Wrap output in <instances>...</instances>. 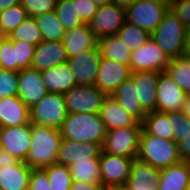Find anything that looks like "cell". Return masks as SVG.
I'll return each instance as SVG.
<instances>
[{
  "label": "cell",
  "mask_w": 190,
  "mask_h": 190,
  "mask_svg": "<svg viewBox=\"0 0 190 190\" xmlns=\"http://www.w3.org/2000/svg\"><path fill=\"white\" fill-rule=\"evenodd\" d=\"M17 161L18 159L11 155L9 152L0 149V168L11 166L15 164Z\"/></svg>",
  "instance_id": "48"
},
{
  "label": "cell",
  "mask_w": 190,
  "mask_h": 190,
  "mask_svg": "<svg viewBox=\"0 0 190 190\" xmlns=\"http://www.w3.org/2000/svg\"><path fill=\"white\" fill-rule=\"evenodd\" d=\"M8 37L11 40H23L37 46L43 41L37 22L34 17L25 19Z\"/></svg>",
  "instance_id": "35"
},
{
  "label": "cell",
  "mask_w": 190,
  "mask_h": 190,
  "mask_svg": "<svg viewBox=\"0 0 190 190\" xmlns=\"http://www.w3.org/2000/svg\"><path fill=\"white\" fill-rule=\"evenodd\" d=\"M21 3V0H0V11L6 10L9 7L16 6Z\"/></svg>",
  "instance_id": "49"
},
{
  "label": "cell",
  "mask_w": 190,
  "mask_h": 190,
  "mask_svg": "<svg viewBox=\"0 0 190 190\" xmlns=\"http://www.w3.org/2000/svg\"><path fill=\"white\" fill-rule=\"evenodd\" d=\"M42 80L51 93H66L76 86L73 72L67 63L41 71Z\"/></svg>",
  "instance_id": "24"
},
{
  "label": "cell",
  "mask_w": 190,
  "mask_h": 190,
  "mask_svg": "<svg viewBox=\"0 0 190 190\" xmlns=\"http://www.w3.org/2000/svg\"><path fill=\"white\" fill-rule=\"evenodd\" d=\"M101 58L112 59L129 66L130 49L118 35L98 39Z\"/></svg>",
  "instance_id": "28"
},
{
  "label": "cell",
  "mask_w": 190,
  "mask_h": 190,
  "mask_svg": "<svg viewBox=\"0 0 190 190\" xmlns=\"http://www.w3.org/2000/svg\"><path fill=\"white\" fill-rule=\"evenodd\" d=\"M28 17L21 4L0 11V25L4 36H8Z\"/></svg>",
  "instance_id": "37"
},
{
  "label": "cell",
  "mask_w": 190,
  "mask_h": 190,
  "mask_svg": "<svg viewBox=\"0 0 190 190\" xmlns=\"http://www.w3.org/2000/svg\"><path fill=\"white\" fill-rule=\"evenodd\" d=\"M68 112L62 93L48 92L39 102L30 108L31 123L60 130Z\"/></svg>",
  "instance_id": "6"
},
{
  "label": "cell",
  "mask_w": 190,
  "mask_h": 190,
  "mask_svg": "<svg viewBox=\"0 0 190 190\" xmlns=\"http://www.w3.org/2000/svg\"><path fill=\"white\" fill-rule=\"evenodd\" d=\"M55 12L65 30H71L85 24L77 14L76 2H72V0H57Z\"/></svg>",
  "instance_id": "33"
},
{
  "label": "cell",
  "mask_w": 190,
  "mask_h": 190,
  "mask_svg": "<svg viewBox=\"0 0 190 190\" xmlns=\"http://www.w3.org/2000/svg\"><path fill=\"white\" fill-rule=\"evenodd\" d=\"M2 149L20 161H26L31 145V123L16 127H0Z\"/></svg>",
  "instance_id": "15"
},
{
  "label": "cell",
  "mask_w": 190,
  "mask_h": 190,
  "mask_svg": "<svg viewBox=\"0 0 190 190\" xmlns=\"http://www.w3.org/2000/svg\"><path fill=\"white\" fill-rule=\"evenodd\" d=\"M102 146L95 143H81L63 138L56 161L58 164L69 166L82 160L99 159Z\"/></svg>",
  "instance_id": "17"
},
{
  "label": "cell",
  "mask_w": 190,
  "mask_h": 190,
  "mask_svg": "<svg viewBox=\"0 0 190 190\" xmlns=\"http://www.w3.org/2000/svg\"><path fill=\"white\" fill-rule=\"evenodd\" d=\"M18 97L30 109L39 102L48 90L42 80L41 71L34 68L18 72Z\"/></svg>",
  "instance_id": "16"
},
{
  "label": "cell",
  "mask_w": 190,
  "mask_h": 190,
  "mask_svg": "<svg viewBox=\"0 0 190 190\" xmlns=\"http://www.w3.org/2000/svg\"><path fill=\"white\" fill-rule=\"evenodd\" d=\"M98 114L104 122L106 130L134 127L139 122L127 113L112 95L105 97Z\"/></svg>",
  "instance_id": "21"
},
{
  "label": "cell",
  "mask_w": 190,
  "mask_h": 190,
  "mask_svg": "<svg viewBox=\"0 0 190 190\" xmlns=\"http://www.w3.org/2000/svg\"><path fill=\"white\" fill-rule=\"evenodd\" d=\"M141 123L142 129L147 134H152L162 139L174 141V132L171 126V120H168L165 112L155 110L147 113Z\"/></svg>",
  "instance_id": "29"
},
{
  "label": "cell",
  "mask_w": 190,
  "mask_h": 190,
  "mask_svg": "<svg viewBox=\"0 0 190 190\" xmlns=\"http://www.w3.org/2000/svg\"><path fill=\"white\" fill-rule=\"evenodd\" d=\"M186 30L185 25L169 9L151 37L171 60L183 56Z\"/></svg>",
  "instance_id": "4"
},
{
  "label": "cell",
  "mask_w": 190,
  "mask_h": 190,
  "mask_svg": "<svg viewBox=\"0 0 190 190\" xmlns=\"http://www.w3.org/2000/svg\"><path fill=\"white\" fill-rule=\"evenodd\" d=\"M76 2L77 14L85 24H89L97 12L98 6L91 0H72Z\"/></svg>",
  "instance_id": "45"
},
{
  "label": "cell",
  "mask_w": 190,
  "mask_h": 190,
  "mask_svg": "<svg viewBox=\"0 0 190 190\" xmlns=\"http://www.w3.org/2000/svg\"><path fill=\"white\" fill-rule=\"evenodd\" d=\"M170 59L151 37L137 50L131 51L129 66L132 72H164Z\"/></svg>",
  "instance_id": "9"
},
{
  "label": "cell",
  "mask_w": 190,
  "mask_h": 190,
  "mask_svg": "<svg viewBox=\"0 0 190 190\" xmlns=\"http://www.w3.org/2000/svg\"><path fill=\"white\" fill-rule=\"evenodd\" d=\"M120 106L139 122H142L147 113L142 109L139 101L137 87L133 78H127L112 94Z\"/></svg>",
  "instance_id": "25"
},
{
  "label": "cell",
  "mask_w": 190,
  "mask_h": 190,
  "mask_svg": "<svg viewBox=\"0 0 190 190\" xmlns=\"http://www.w3.org/2000/svg\"><path fill=\"white\" fill-rule=\"evenodd\" d=\"M0 68L18 72L13 40L8 36L0 38Z\"/></svg>",
  "instance_id": "38"
},
{
  "label": "cell",
  "mask_w": 190,
  "mask_h": 190,
  "mask_svg": "<svg viewBox=\"0 0 190 190\" xmlns=\"http://www.w3.org/2000/svg\"><path fill=\"white\" fill-rule=\"evenodd\" d=\"M43 169L48 175L51 190L71 189L73 180L69 166L55 163Z\"/></svg>",
  "instance_id": "34"
},
{
  "label": "cell",
  "mask_w": 190,
  "mask_h": 190,
  "mask_svg": "<svg viewBox=\"0 0 190 190\" xmlns=\"http://www.w3.org/2000/svg\"><path fill=\"white\" fill-rule=\"evenodd\" d=\"M137 158L159 170L182 161L179 155L178 144L175 141L147 134L143 129L140 135Z\"/></svg>",
  "instance_id": "3"
},
{
  "label": "cell",
  "mask_w": 190,
  "mask_h": 190,
  "mask_svg": "<svg viewBox=\"0 0 190 190\" xmlns=\"http://www.w3.org/2000/svg\"><path fill=\"white\" fill-rule=\"evenodd\" d=\"M62 42L68 58L98 47V38L91 31L89 24L66 30Z\"/></svg>",
  "instance_id": "22"
},
{
  "label": "cell",
  "mask_w": 190,
  "mask_h": 190,
  "mask_svg": "<svg viewBox=\"0 0 190 190\" xmlns=\"http://www.w3.org/2000/svg\"><path fill=\"white\" fill-rule=\"evenodd\" d=\"M4 37V34L2 32V29H1V25H0V38Z\"/></svg>",
  "instance_id": "56"
},
{
  "label": "cell",
  "mask_w": 190,
  "mask_h": 190,
  "mask_svg": "<svg viewBox=\"0 0 190 190\" xmlns=\"http://www.w3.org/2000/svg\"><path fill=\"white\" fill-rule=\"evenodd\" d=\"M141 132V122H138L134 127L107 130L102 151L112 155L136 159Z\"/></svg>",
  "instance_id": "5"
},
{
  "label": "cell",
  "mask_w": 190,
  "mask_h": 190,
  "mask_svg": "<svg viewBox=\"0 0 190 190\" xmlns=\"http://www.w3.org/2000/svg\"><path fill=\"white\" fill-rule=\"evenodd\" d=\"M168 120H171V126L174 132V141L178 143L180 140L190 133V119H188L183 111L166 112Z\"/></svg>",
  "instance_id": "40"
},
{
  "label": "cell",
  "mask_w": 190,
  "mask_h": 190,
  "mask_svg": "<svg viewBox=\"0 0 190 190\" xmlns=\"http://www.w3.org/2000/svg\"><path fill=\"white\" fill-rule=\"evenodd\" d=\"M170 9L187 29L190 28V0H173Z\"/></svg>",
  "instance_id": "44"
},
{
  "label": "cell",
  "mask_w": 190,
  "mask_h": 190,
  "mask_svg": "<svg viewBox=\"0 0 190 190\" xmlns=\"http://www.w3.org/2000/svg\"><path fill=\"white\" fill-rule=\"evenodd\" d=\"M187 94L165 72H160L156 90V110L160 112L182 111Z\"/></svg>",
  "instance_id": "12"
},
{
  "label": "cell",
  "mask_w": 190,
  "mask_h": 190,
  "mask_svg": "<svg viewBox=\"0 0 190 190\" xmlns=\"http://www.w3.org/2000/svg\"><path fill=\"white\" fill-rule=\"evenodd\" d=\"M31 145L25 163L32 169H43L57 163L63 139L60 130L31 123Z\"/></svg>",
  "instance_id": "1"
},
{
  "label": "cell",
  "mask_w": 190,
  "mask_h": 190,
  "mask_svg": "<svg viewBox=\"0 0 190 190\" xmlns=\"http://www.w3.org/2000/svg\"><path fill=\"white\" fill-rule=\"evenodd\" d=\"M160 174L161 170L136 158L128 182L125 184V190H158Z\"/></svg>",
  "instance_id": "19"
},
{
  "label": "cell",
  "mask_w": 190,
  "mask_h": 190,
  "mask_svg": "<svg viewBox=\"0 0 190 190\" xmlns=\"http://www.w3.org/2000/svg\"><path fill=\"white\" fill-rule=\"evenodd\" d=\"M32 168L18 160L11 166L0 168L1 190H28Z\"/></svg>",
  "instance_id": "27"
},
{
  "label": "cell",
  "mask_w": 190,
  "mask_h": 190,
  "mask_svg": "<svg viewBox=\"0 0 190 190\" xmlns=\"http://www.w3.org/2000/svg\"><path fill=\"white\" fill-rule=\"evenodd\" d=\"M0 149H2L1 136H0Z\"/></svg>",
  "instance_id": "57"
},
{
  "label": "cell",
  "mask_w": 190,
  "mask_h": 190,
  "mask_svg": "<svg viewBox=\"0 0 190 190\" xmlns=\"http://www.w3.org/2000/svg\"><path fill=\"white\" fill-rule=\"evenodd\" d=\"M134 159L101 152L99 157L101 183L125 185Z\"/></svg>",
  "instance_id": "14"
},
{
  "label": "cell",
  "mask_w": 190,
  "mask_h": 190,
  "mask_svg": "<svg viewBox=\"0 0 190 190\" xmlns=\"http://www.w3.org/2000/svg\"><path fill=\"white\" fill-rule=\"evenodd\" d=\"M100 190H125V185L122 184H104L101 183Z\"/></svg>",
  "instance_id": "51"
},
{
  "label": "cell",
  "mask_w": 190,
  "mask_h": 190,
  "mask_svg": "<svg viewBox=\"0 0 190 190\" xmlns=\"http://www.w3.org/2000/svg\"><path fill=\"white\" fill-rule=\"evenodd\" d=\"M134 84L137 87L138 97L142 109L146 113L156 110V90L158 87L160 72L138 71L132 72Z\"/></svg>",
  "instance_id": "20"
},
{
  "label": "cell",
  "mask_w": 190,
  "mask_h": 190,
  "mask_svg": "<svg viewBox=\"0 0 190 190\" xmlns=\"http://www.w3.org/2000/svg\"><path fill=\"white\" fill-rule=\"evenodd\" d=\"M100 59L98 47L68 58L67 64L74 74L76 85H95Z\"/></svg>",
  "instance_id": "11"
},
{
  "label": "cell",
  "mask_w": 190,
  "mask_h": 190,
  "mask_svg": "<svg viewBox=\"0 0 190 190\" xmlns=\"http://www.w3.org/2000/svg\"><path fill=\"white\" fill-rule=\"evenodd\" d=\"M91 1L94 2L98 7L113 2V0H91Z\"/></svg>",
  "instance_id": "54"
},
{
  "label": "cell",
  "mask_w": 190,
  "mask_h": 190,
  "mask_svg": "<svg viewBox=\"0 0 190 190\" xmlns=\"http://www.w3.org/2000/svg\"><path fill=\"white\" fill-rule=\"evenodd\" d=\"M101 183H86L79 180L72 181L70 190H100Z\"/></svg>",
  "instance_id": "47"
},
{
  "label": "cell",
  "mask_w": 190,
  "mask_h": 190,
  "mask_svg": "<svg viewBox=\"0 0 190 190\" xmlns=\"http://www.w3.org/2000/svg\"><path fill=\"white\" fill-rule=\"evenodd\" d=\"M28 190H51L49 178L44 169H32Z\"/></svg>",
  "instance_id": "43"
},
{
  "label": "cell",
  "mask_w": 190,
  "mask_h": 190,
  "mask_svg": "<svg viewBox=\"0 0 190 190\" xmlns=\"http://www.w3.org/2000/svg\"><path fill=\"white\" fill-rule=\"evenodd\" d=\"M183 55L190 58V28L186 30Z\"/></svg>",
  "instance_id": "50"
},
{
  "label": "cell",
  "mask_w": 190,
  "mask_h": 190,
  "mask_svg": "<svg viewBox=\"0 0 190 190\" xmlns=\"http://www.w3.org/2000/svg\"><path fill=\"white\" fill-rule=\"evenodd\" d=\"M29 17H37L42 14L55 11L57 0H21L20 3Z\"/></svg>",
  "instance_id": "42"
},
{
  "label": "cell",
  "mask_w": 190,
  "mask_h": 190,
  "mask_svg": "<svg viewBox=\"0 0 190 190\" xmlns=\"http://www.w3.org/2000/svg\"><path fill=\"white\" fill-rule=\"evenodd\" d=\"M179 155L182 161L190 162V133L178 143Z\"/></svg>",
  "instance_id": "46"
},
{
  "label": "cell",
  "mask_w": 190,
  "mask_h": 190,
  "mask_svg": "<svg viewBox=\"0 0 190 190\" xmlns=\"http://www.w3.org/2000/svg\"><path fill=\"white\" fill-rule=\"evenodd\" d=\"M169 9V4L158 0H138L125 8L126 22L144 29L151 35Z\"/></svg>",
  "instance_id": "7"
},
{
  "label": "cell",
  "mask_w": 190,
  "mask_h": 190,
  "mask_svg": "<svg viewBox=\"0 0 190 190\" xmlns=\"http://www.w3.org/2000/svg\"><path fill=\"white\" fill-rule=\"evenodd\" d=\"M35 20L43 40L62 41L66 30L55 11L39 15Z\"/></svg>",
  "instance_id": "30"
},
{
  "label": "cell",
  "mask_w": 190,
  "mask_h": 190,
  "mask_svg": "<svg viewBox=\"0 0 190 190\" xmlns=\"http://www.w3.org/2000/svg\"><path fill=\"white\" fill-rule=\"evenodd\" d=\"M131 73L130 66L101 58L95 86L106 95H112Z\"/></svg>",
  "instance_id": "13"
},
{
  "label": "cell",
  "mask_w": 190,
  "mask_h": 190,
  "mask_svg": "<svg viewBox=\"0 0 190 190\" xmlns=\"http://www.w3.org/2000/svg\"><path fill=\"white\" fill-rule=\"evenodd\" d=\"M63 95L68 114L99 113L101 105L107 96L95 85H76Z\"/></svg>",
  "instance_id": "8"
},
{
  "label": "cell",
  "mask_w": 190,
  "mask_h": 190,
  "mask_svg": "<svg viewBox=\"0 0 190 190\" xmlns=\"http://www.w3.org/2000/svg\"><path fill=\"white\" fill-rule=\"evenodd\" d=\"M158 190H190V162L181 161L162 169Z\"/></svg>",
  "instance_id": "26"
},
{
  "label": "cell",
  "mask_w": 190,
  "mask_h": 190,
  "mask_svg": "<svg viewBox=\"0 0 190 190\" xmlns=\"http://www.w3.org/2000/svg\"><path fill=\"white\" fill-rule=\"evenodd\" d=\"M138 0H113V2L117 3L118 5L126 8L131 6L132 4L136 3Z\"/></svg>",
  "instance_id": "52"
},
{
  "label": "cell",
  "mask_w": 190,
  "mask_h": 190,
  "mask_svg": "<svg viewBox=\"0 0 190 190\" xmlns=\"http://www.w3.org/2000/svg\"><path fill=\"white\" fill-rule=\"evenodd\" d=\"M13 47L18 63V72L22 69L31 68L36 46L23 40H13Z\"/></svg>",
  "instance_id": "39"
},
{
  "label": "cell",
  "mask_w": 190,
  "mask_h": 190,
  "mask_svg": "<svg viewBox=\"0 0 190 190\" xmlns=\"http://www.w3.org/2000/svg\"><path fill=\"white\" fill-rule=\"evenodd\" d=\"M72 180L101 183L99 159L77 161L69 165Z\"/></svg>",
  "instance_id": "32"
},
{
  "label": "cell",
  "mask_w": 190,
  "mask_h": 190,
  "mask_svg": "<svg viewBox=\"0 0 190 190\" xmlns=\"http://www.w3.org/2000/svg\"><path fill=\"white\" fill-rule=\"evenodd\" d=\"M184 112V115L190 119V95H187L184 108L182 110Z\"/></svg>",
  "instance_id": "53"
},
{
  "label": "cell",
  "mask_w": 190,
  "mask_h": 190,
  "mask_svg": "<svg viewBox=\"0 0 190 190\" xmlns=\"http://www.w3.org/2000/svg\"><path fill=\"white\" fill-rule=\"evenodd\" d=\"M158 1L171 5L173 0H158Z\"/></svg>",
  "instance_id": "55"
},
{
  "label": "cell",
  "mask_w": 190,
  "mask_h": 190,
  "mask_svg": "<svg viewBox=\"0 0 190 190\" xmlns=\"http://www.w3.org/2000/svg\"><path fill=\"white\" fill-rule=\"evenodd\" d=\"M30 109L18 96L0 98V127L29 124Z\"/></svg>",
  "instance_id": "23"
},
{
  "label": "cell",
  "mask_w": 190,
  "mask_h": 190,
  "mask_svg": "<svg viewBox=\"0 0 190 190\" xmlns=\"http://www.w3.org/2000/svg\"><path fill=\"white\" fill-rule=\"evenodd\" d=\"M60 132L65 139L102 146L107 130L98 113H69Z\"/></svg>",
  "instance_id": "2"
},
{
  "label": "cell",
  "mask_w": 190,
  "mask_h": 190,
  "mask_svg": "<svg viewBox=\"0 0 190 190\" xmlns=\"http://www.w3.org/2000/svg\"><path fill=\"white\" fill-rule=\"evenodd\" d=\"M125 22V8L112 2L98 7L89 25L94 35L100 39L105 36L117 35Z\"/></svg>",
  "instance_id": "10"
},
{
  "label": "cell",
  "mask_w": 190,
  "mask_h": 190,
  "mask_svg": "<svg viewBox=\"0 0 190 190\" xmlns=\"http://www.w3.org/2000/svg\"><path fill=\"white\" fill-rule=\"evenodd\" d=\"M164 72L169 75L187 95H190V58L183 55L171 59Z\"/></svg>",
  "instance_id": "31"
},
{
  "label": "cell",
  "mask_w": 190,
  "mask_h": 190,
  "mask_svg": "<svg viewBox=\"0 0 190 190\" xmlns=\"http://www.w3.org/2000/svg\"><path fill=\"white\" fill-rule=\"evenodd\" d=\"M18 72L0 68V98L18 96Z\"/></svg>",
  "instance_id": "41"
},
{
  "label": "cell",
  "mask_w": 190,
  "mask_h": 190,
  "mask_svg": "<svg viewBox=\"0 0 190 190\" xmlns=\"http://www.w3.org/2000/svg\"><path fill=\"white\" fill-rule=\"evenodd\" d=\"M68 56L62 41H41L36 47L31 68L43 71L67 63Z\"/></svg>",
  "instance_id": "18"
},
{
  "label": "cell",
  "mask_w": 190,
  "mask_h": 190,
  "mask_svg": "<svg viewBox=\"0 0 190 190\" xmlns=\"http://www.w3.org/2000/svg\"><path fill=\"white\" fill-rule=\"evenodd\" d=\"M117 35L124 41L130 51L137 50L151 38V35L144 29L128 22L124 23Z\"/></svg>",
  "instance_id": "36"
}]
</instances>
